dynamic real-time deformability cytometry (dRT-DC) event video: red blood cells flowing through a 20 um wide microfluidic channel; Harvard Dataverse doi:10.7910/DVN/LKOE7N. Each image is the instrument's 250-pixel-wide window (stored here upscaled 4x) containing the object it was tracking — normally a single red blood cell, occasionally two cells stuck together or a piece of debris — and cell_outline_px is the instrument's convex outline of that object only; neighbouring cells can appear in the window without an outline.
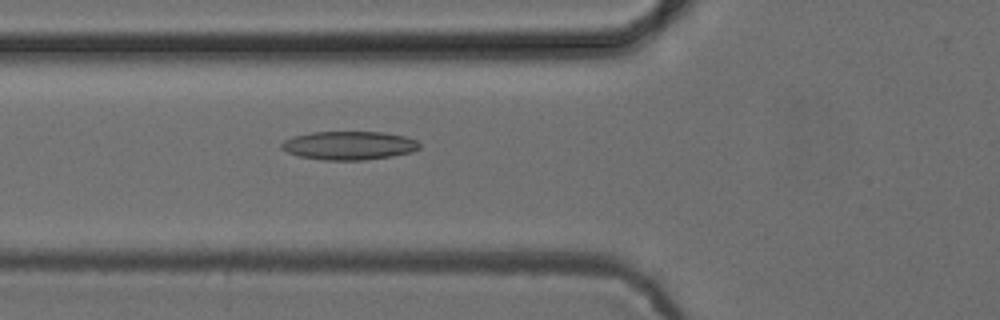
{"species": "common noctule bat (a hibernating species)", "species_latin": "Nyctalus noctula", "temperature_condition": "cold", "stored_images_in_passage": 39, "camera_frame_rate_fps": 3000, "um_per_image_px": 0.085, "animal": {"sex": "female", "body_mass_g": 24.6, "forearm_length_mm": 56.2}, "frame": {"image": 1, "passage_image": 5, "time_ms": 1.333, "image_size_px": [1000, 320], "cell_outline_px": [[420, 148], [412, 152], [392, 156], [364, 160], [324, 160], [300, 156], [288, 152], [280, 148], [280, 144], [284, 140], [292, 136], [312, 132], [380, 132], [404, 136], [416, 140], [420, 144]], "centroid_in_image_um": [29.65, 12.36], "position_along_channel_um": 96.1, "area_um2": 22.95}}
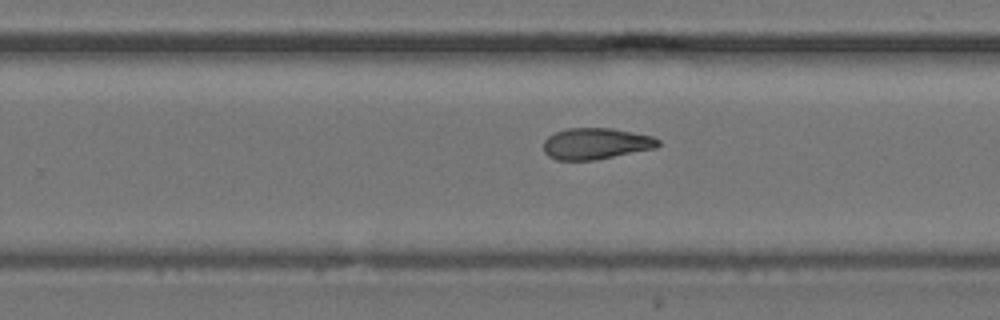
{"frame": {"image": 2, "passage_image": 19, "time_ms": 6.0, "image_size_px": [1000, 320], "cell_outline_px": [[660, 144], [656, 148], [596, 160], [556, 160], [548, 156], [544, 152], [544, 140], [548, 136], [556, 132], [568, 128], [612, 128], [652, 136], [660, 140]], "centroid_in_image_um": [50.65, 12.21], "position_along_channel_um": 279.1, "area_um2": 20.98}}
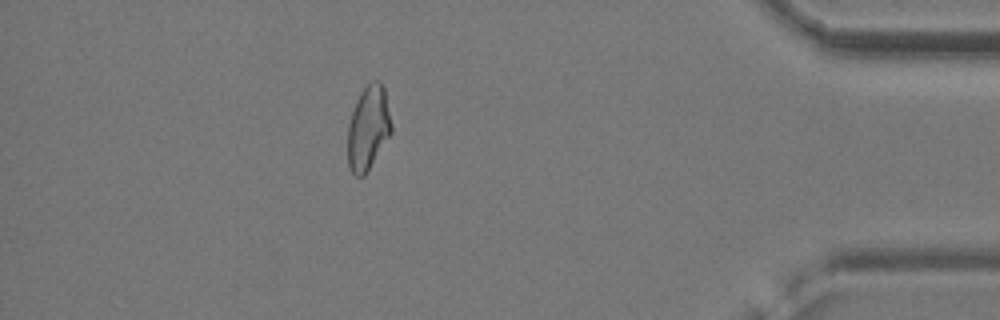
{"frame": {"image": 3, "passage_image": 32, "time_ms": 10.333, "image_size_px": [1000, 320], "cell_outline_px": [[392, 132], [364, 176], [356, 176], [352, 172], [348, 164], [348, 124], [356, 100], [360, 92], [372, 80], [380, 80], [384, 88], [392, 124]], "centroid_in_image_um": [31.3, 10.85], "position_along_channel_um": 403.9, "area_um2": 21.33}}